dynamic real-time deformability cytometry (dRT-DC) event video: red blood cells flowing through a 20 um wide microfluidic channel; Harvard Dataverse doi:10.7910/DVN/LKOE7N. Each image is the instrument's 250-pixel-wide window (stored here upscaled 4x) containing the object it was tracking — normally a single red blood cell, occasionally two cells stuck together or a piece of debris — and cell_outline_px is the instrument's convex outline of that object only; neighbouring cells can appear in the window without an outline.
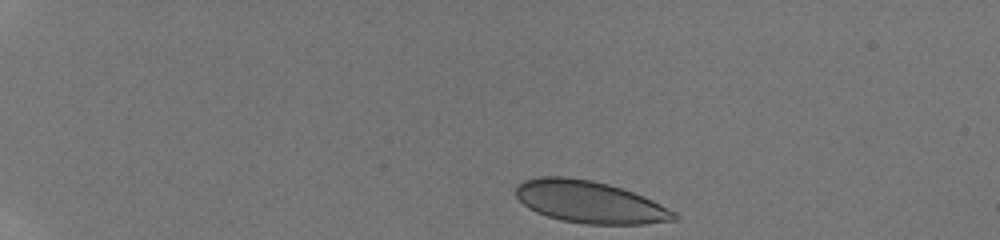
{"species": "human", "species_latin": "Homo sapiens", "temperature_condition": "room temperature", "stored_images_in_passage": 24, "camera_frame_rate_fps": 3000, "um_per_image_px": 0.085, "donor": {"sex": "male"}, "frame": {"image": 1, "passage_image": 1, "time_ms": 0.0, "image_size_px": [1000, 240], "cell_outline_px": [[680, 216], [676, 220], [644, 224], [584, 224], [560, 220], [536, 212], [528, 208], [516, 196], [516, 184], [524, 180], [540, 176], [564, 176], [592, 180], [608, 184], [644, 196], [676, 212]], "centroid_in_image_um": [50.12, 17.17], "position_along_channel_um": 34.9, "area_um2": 38.9}}
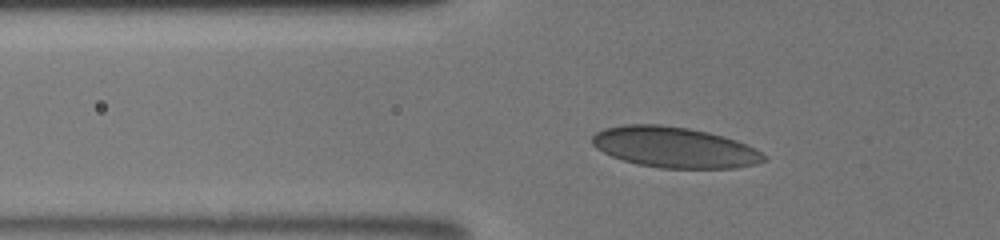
{"frame": {"image": 2, "passage_image": 18, "time_ms": 3.0, "image_size_px": [1000, 240], "cell_outline_px": [[768, 160], [756, 164], [736, 168], [660, 168], [636, 164], [612, 156], [596, 148], [592, 144], [592, 136], [596, 132], [604, 128], [624, 124], [660, 124], [688, 128], [708, 132], [724, 136], [736, 140], [768, 156]], "centroid_in_image_um": [57.32, 12.52], "position_along_channel_um": 68.5, "area_um2": 40.81}}
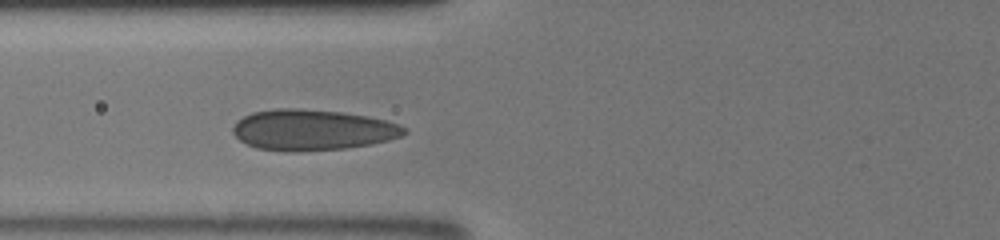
{"frame": {"image": 3, "passage_image": 23, "time_ms": 4.0, "image_size_px": [1000, 240], "cell_outline_px": [[408, 132], [400, 136], [388, 140], [372, 144], [344, 148], [300, 152], [288, 152], [256, 148], [240, 140], [232, 132], [232, 128], [236, 120], [252, 112], [276, 108], [300, 108], [340, 112], [368, 116], [400, 124], [408, 128]], "centroid_in_image_um": [26.55, 11.04], "position_along_channel_um": 99.3, "area_um2": 41.04}}